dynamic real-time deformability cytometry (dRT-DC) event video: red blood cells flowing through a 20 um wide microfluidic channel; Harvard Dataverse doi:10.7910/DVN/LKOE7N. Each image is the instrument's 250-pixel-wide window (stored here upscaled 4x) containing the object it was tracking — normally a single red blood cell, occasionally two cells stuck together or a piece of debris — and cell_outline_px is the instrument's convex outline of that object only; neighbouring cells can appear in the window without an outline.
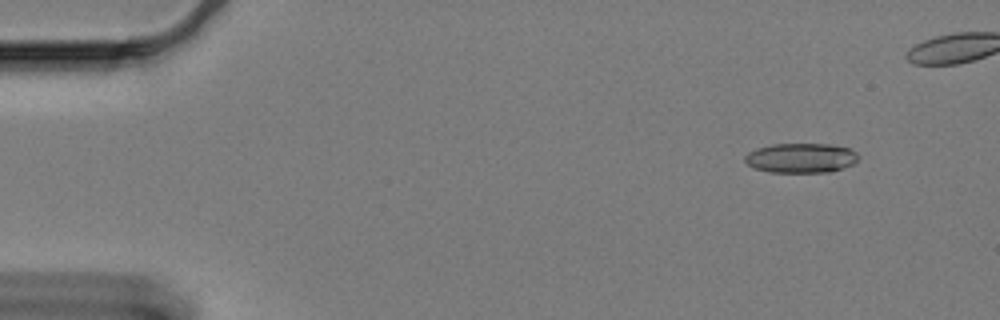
{"species": "Egyptian fruit bat (a non-hibernating species)", "species_latin": "Rousettus aegyptiacus", "temperature_condition": "cold", "stored_images_in_passage": 20, "camera_frame_rate_fps": 3000, "um_per_image_px": 0.085, "animal": {"sex": "female"}, "frame": {"image": 1, "passage_image": 6, "time_ms": 1.667, "image_size_px": [1000, 320], "cell_outline_px": [[860, 156], [852, 164], [828, 172], [772, 172], [756, 168], [748, 164], [744, 160], [744, 156], [748, 152], [756, 148], [772, 144], [828, 144], [848, 148], [856, 152]], "centroid_in_image_um": [68.06, 13.42], "position_along_channel_um": 16.9, "area_um2": 19.42}}